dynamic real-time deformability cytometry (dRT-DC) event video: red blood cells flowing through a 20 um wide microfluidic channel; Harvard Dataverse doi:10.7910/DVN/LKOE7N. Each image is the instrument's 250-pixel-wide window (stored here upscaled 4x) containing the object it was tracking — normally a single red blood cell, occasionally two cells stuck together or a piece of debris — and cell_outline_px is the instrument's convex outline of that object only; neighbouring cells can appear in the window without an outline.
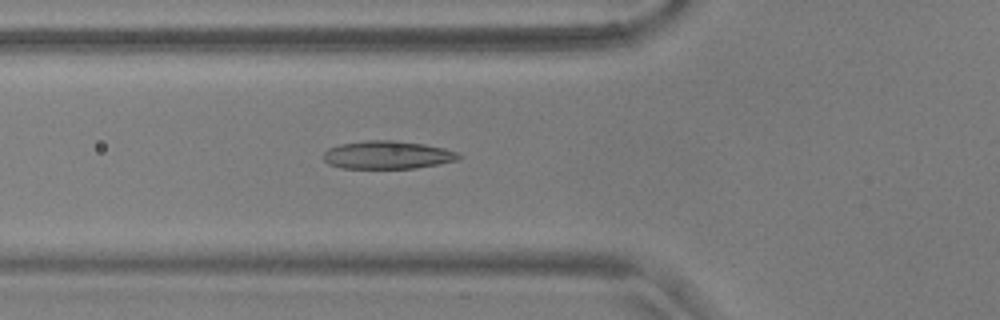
{"species": "common noctule bat (a hibernating species)", "species_latin": "Nyctalus noctula", "temperature_condition": "warm", "stored_images_in_passage": 46, "camera_frame_rate_fps": 3000, "um_per_image_px": 0.085, "animal": {"sex": "male", "body_mass_g": 17.9, "forearm_length_mm": 54.2}, "frame": {"image": 1, "passage_image": 11, "time_ms": 3.333, "image_size_px": [1000, 320], "cell_outline_px": [[460, 160], [440, 164], [416, 168], [340, 168], [328, 164], [324, 160], [324, 152], [328, 148], [340, 144], [364, 140], [392, 140], [424, 144], [444, 148], [456, 152], [460, 156]], "centroid_in_image_um": [32.93, 13.17], "position_along_channel_um": 92.9, "area_um2": 22.2}}
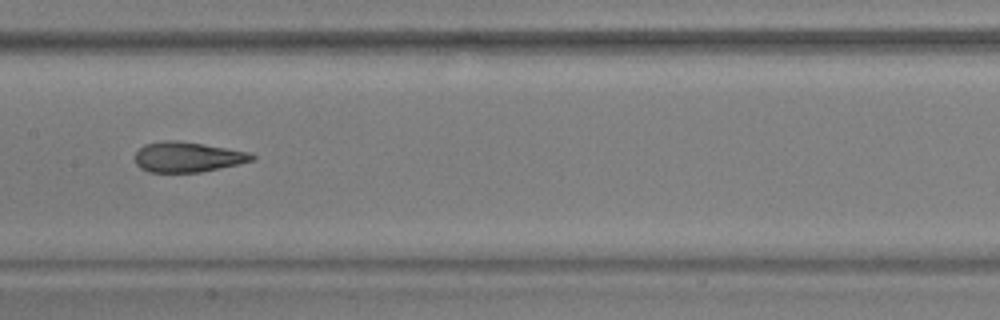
{"frame": {"image": 2, "passage_image": 19, "time_ms": 6.0, "image_size_px": [1000, 320], "cell_outline_px": [[256, 160], [220, 168], [200, 172], [148, 172], [140, 168], [136, 164], [136, 152], [144, 144], [164, 140], [176, 140], [204, 144], [252, 152], [256, 156]], "centroid_in_image_um": [15.98, 13.34], "position_along_channel_um": 191.4, "area_um2": 20.75}}
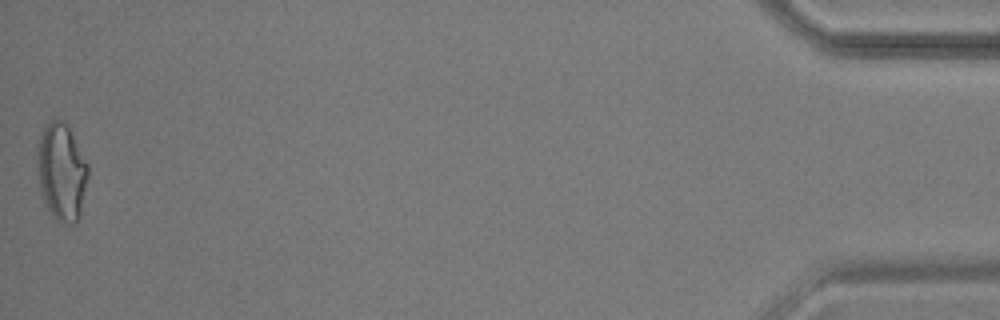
{"frame": {"image": 3, "passage_image": 46, "time_ms": 15.0, "image_size_px": [1000, 320], "cell_outline_px": [[88, 176], [80, 212], [76, 220], [72, 224], [60, 224], [52, 216], [44, 200], [40, 184], [36, 160], [36, 152], [40, 136], [44, 128], [52, 120], [64, 120], [88, 164]], "centroid_in_image_um": [5.22, 14.62], "position_along_channel_um": 430.0, "area_um2": 28.38}, "authors_computed_cell_mechanics": {"area_um2": 21.8773, "velocity_mm_per_s": 3.6645, "shape_relaxation_time_tau1_ms": 6.8778, "shape_relaxation_time_tau2_ms": 1.5487, "deformation_change_tau1": 0.215, "deformation_change_tau2": 0.0847}}